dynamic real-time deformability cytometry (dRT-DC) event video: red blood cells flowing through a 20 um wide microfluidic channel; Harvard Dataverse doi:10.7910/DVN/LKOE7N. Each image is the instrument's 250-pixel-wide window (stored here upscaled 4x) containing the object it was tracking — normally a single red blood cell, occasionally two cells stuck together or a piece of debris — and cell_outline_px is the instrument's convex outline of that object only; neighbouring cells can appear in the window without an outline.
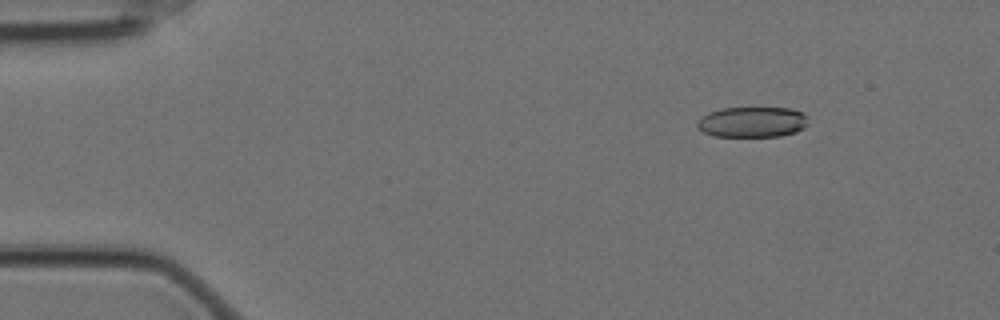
{"species": "Egyptian fruit bat (a non-hibernating species)", "species_latin": "Rousettus aegyptiacus", "temperature_condition": "cold", "stored_images_in_passage": 58, "camera_frame_rate_fps": 3000, "um_per_image_px": 0.085, "animal": {"sex": "female"}, "frame": {"image": 1, "passage_image": 8, "time_ms": 2.333, "image_size_px": [1000, 320], "cell_outline_px": [[808, 124], [804, 128], [796, 132], [780, 136], [712, 136], [704, 132], [696, 124], [696, 120], [700, 116], [708, 112], [720, 108], [792, 108], [804, 112], [808, 116]], "centroid_in_image_um": [63.96, 10.36], "position_along_channel_um": 21.0, "area_um2": 20.06}}
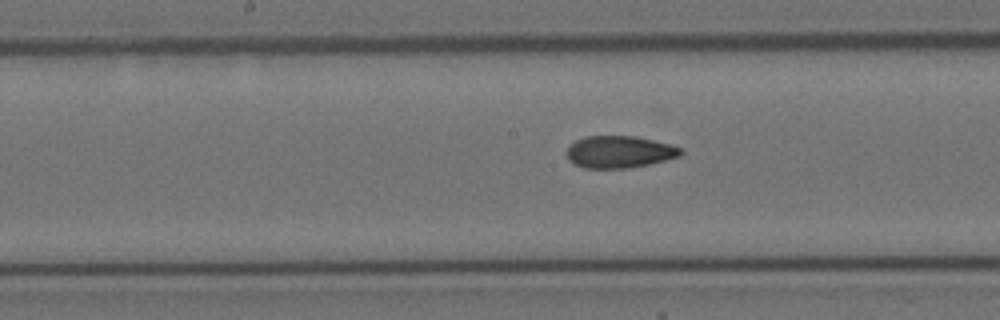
{"frame": {"image": 2, "passage_image": 30, "time_ms": 9.667, "image_size_px": [1000, 320], "cell_outline_px": [[684, 152], [680, 156], [648, 164], [628, 168], [584, 168], [568, 160], [568, 148], [576, 140], [584, 136], [636, 136], [672, 144], [680, 148]], "centroid_in_image_um": [52.67, 12.9], "position_along_channel_um": 195.5, "area_um2": 21.21}}
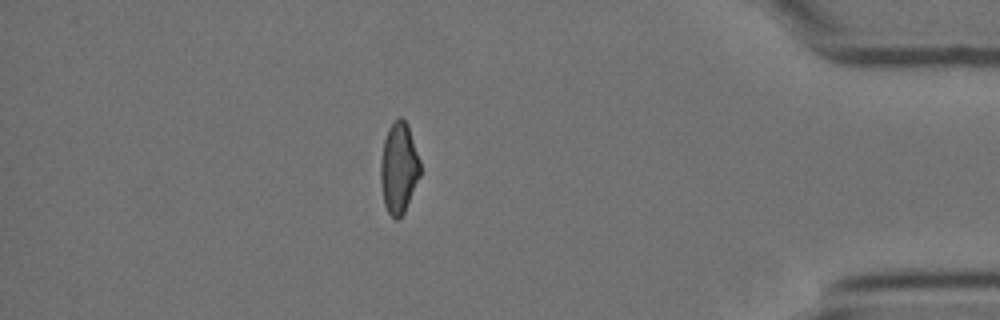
{"frame": {"image": 3, "passage_image": 51, "time_ms": 16.667, "image_size_px": [1000, 320], "cell_outline_px": [[420, 176], [404, 212], [396, 220], [388, 212], [384, 204], [380, 180], [380, 160], [384, 140], [388, 128], [392, 120], [396, 116], [400, 116], [408, 124], [420, 160]], "centroid_in_image_um": [33.89, 14.22], "position_along_channel_um": 401.3, "area_um2": 21.15}, "authors_computed_cell_mechanics": {"area_um2": 21.4438, "velocity_mm_per_s": 3.5049, "shape_relaxation_time_tau1_ms": 8.9066, "shape_relaxation_time_tau2_ms": 2.4172, "deformation_change_tau1": 0.1899, "deformation_change_tau2": 0.082}}